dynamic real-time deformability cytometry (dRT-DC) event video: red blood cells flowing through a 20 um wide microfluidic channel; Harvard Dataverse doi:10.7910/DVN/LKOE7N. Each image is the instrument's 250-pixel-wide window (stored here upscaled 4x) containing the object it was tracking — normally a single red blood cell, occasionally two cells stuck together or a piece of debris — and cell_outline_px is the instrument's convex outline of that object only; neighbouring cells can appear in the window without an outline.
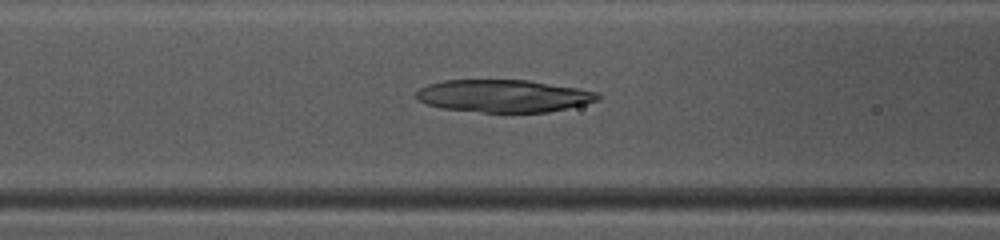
{"species": "common noctule bat (a hibernating species)", "species_latin": "Nyctalus noctula", "temperature_condition": "warm", "stored_images_in_passage": 47, "camera_frame_rate_fps": 3000, "um_per_image_px": 0.085, "animal": {"sex": "female", "body_mass_g": 10.0, "forearm_length_mm": 53.1}, "frame": {"image": 1, "passage_image": 19, "time_ms": 6.0, "image_size_px": [1000, 240], "cell_outline_px": [[600, 100], [568, 108], [548, 112], [484, 112], [444, 108], [428, 104], [416, 100], [416, 92], [420, 88], [428, 84], [444, 80], [528, 80], [576, 88], [596, 92], [600, 96]], "centroid_in_image_um": [42.79, 8.15], "position_along_channel_um": 123.8, "area_um2": 34.16}}
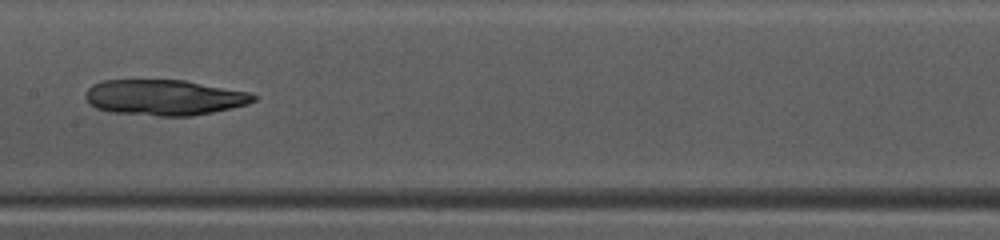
{"frame": {"image": 2, "passage_image": 24, "time_ms": 7.667, "image_size_px": [1000, 240], "cell_outline_px": [[256, 100], [248, 104], [232, 108], [192, 116], [156, 116], [112, 112], [96, 108], [88, 104], [84, 96], [84, 92], [92, 84], [104, 80], [184, 80], [248, 92], [256, 96]], "centroid_in_image_um": [13.92, 8.29], "position_along_channel_um": 193.5, "area_um2": 35.03}}
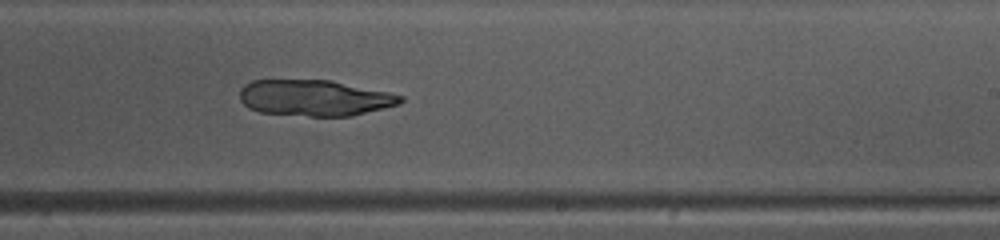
{"frame": {"image": 3, "passage_image": 29, "time_ms": 9.333, "image_size_px": [1000, 240], "cell_outline_px": [[404, 100], [400, 104], [352, 116], [308, 116], [260, 112], [248, 108], [240, 100], [240, 88], [244, 84], [252, 80], [332, 80], [388, 92], [404, 96]], "centroid_in_image_um": [26.74, 8.32], "position_along_channel_um": 262.3, "area_um2": 33.93}}